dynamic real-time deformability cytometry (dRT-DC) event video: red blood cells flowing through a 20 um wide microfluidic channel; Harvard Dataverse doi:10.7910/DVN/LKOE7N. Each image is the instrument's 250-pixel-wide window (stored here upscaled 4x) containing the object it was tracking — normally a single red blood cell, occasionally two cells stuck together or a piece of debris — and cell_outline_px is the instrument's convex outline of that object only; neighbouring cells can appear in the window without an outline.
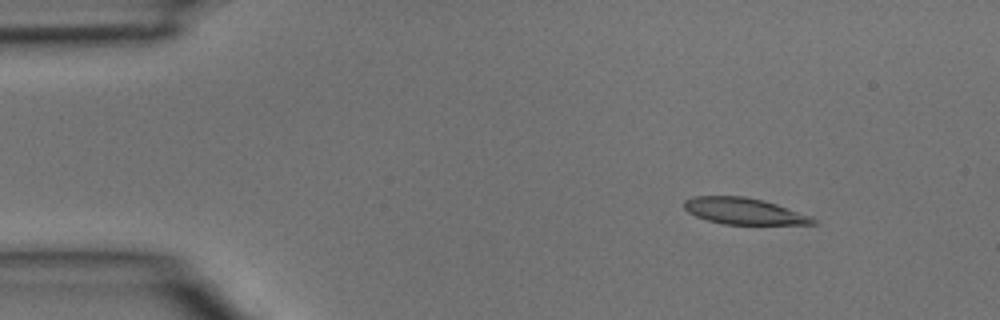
{"species": "common noctule bat (a hibernating species)", "species_latin": "Nyctalus noctula", "temperature_condition": "room temperature", "stored_images_in_passage": 3, "camera_frame_rate_fps": 3000, "um_per_image_px": 0.085, "animal": {"sex": "male", "body_mass_g": 15.6}, "frame": {"image": 1, "passage_image": 1, "time_ms": 0.0, "image_size_px": [1000, 320], "cell_outline_px": [[816, 224], [724, 224], [708, 220], [696, 216], [688, 212], [684, 208], [684, 200], [692, 196], [744, 196], [776, 204], [812, 216], [816, 220]], "centroid_in_image_um": [63.21, 17.94], "position_along_channel_um": 21.8, "area_um2": 19.65}}